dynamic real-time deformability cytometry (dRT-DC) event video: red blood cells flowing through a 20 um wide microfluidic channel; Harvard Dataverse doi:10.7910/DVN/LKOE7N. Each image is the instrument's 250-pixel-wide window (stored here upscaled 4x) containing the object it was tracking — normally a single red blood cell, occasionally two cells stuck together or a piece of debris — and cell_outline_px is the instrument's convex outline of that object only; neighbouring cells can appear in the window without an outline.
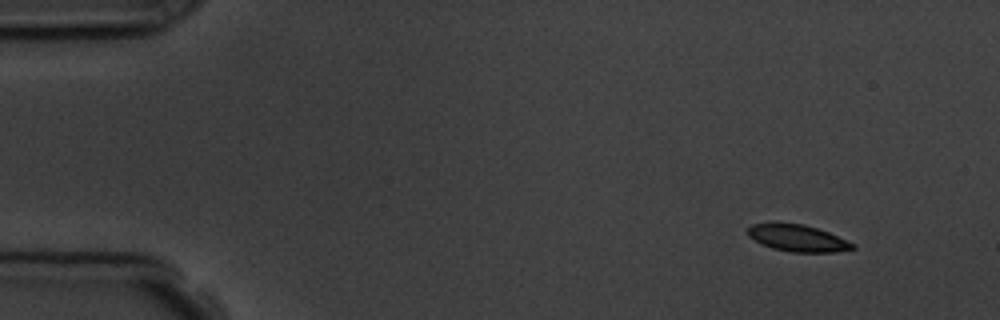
{"species": "common noctule bat (a hibernating species)", "species_latin": "Nyctalus noctula", "temperature_condition": "room temperature", "stored_images_in_passage": 4, "camera_frame_rate_fps": 3000, "um_per_image_px": 0.085, "animal": {"sex": "male", "body_mass_g": 19.5, "forearm_length_mm": 54.6}, "frame": {"image": 1, "passage_image": 1, "time_ms": 0.0, "image_size_px": [1000, 320], "cell_outline_px": [[856, 248], [836, 252], [792, 252], [772, 248], [760, 244], [748, 236], [748, 228], [752, 224], [804, 224], [828, 232], [856, 244]], "centroid_in_image_um": [67.82, 20.26], "position_along_channel_um": 17.2, "area_um2": 16.13}}
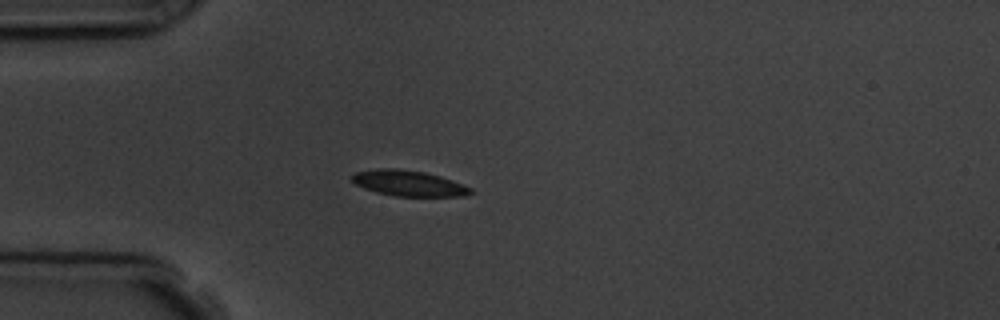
{"frame": {"image": 2, "passage_image": 4, "time_ms": 3.333, "image_size_px": [1000, 320], "cell_outline_px": [[472, 192], [468, 196], [396, 196], [376, 192], [364, 188], [356, 184], [348, 176], [356, 172], [380, 168], [396, 168], [424, 172], [440, 176], [452, 180], [472, 188]], "centroid_in_image_um": [34.72, 15.57], "position_along_channel_um": 50.3, "area_um2": 17.74}}